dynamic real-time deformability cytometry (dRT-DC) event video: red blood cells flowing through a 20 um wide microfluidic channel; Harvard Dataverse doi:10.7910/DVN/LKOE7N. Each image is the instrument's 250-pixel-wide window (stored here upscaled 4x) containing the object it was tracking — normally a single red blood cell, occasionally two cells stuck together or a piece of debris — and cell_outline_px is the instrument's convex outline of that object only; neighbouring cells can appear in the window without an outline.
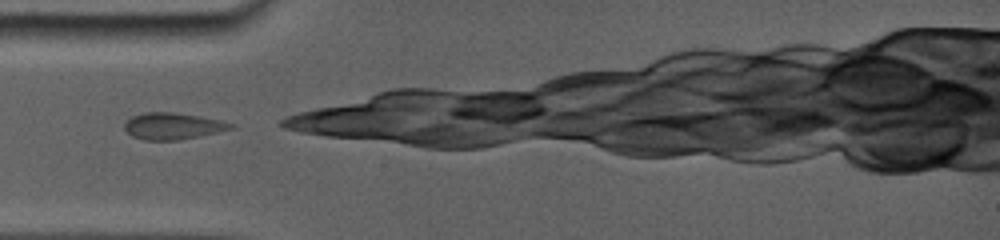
{"species": "common noctule bat (a hibernating species)", "species_latin": "Nyctalus noctula", "temperature_condition": "room temperature", "stored_images_in_passage": 24, "camera_frame_rate_fps": 5000, "um_per_image_px": 0.085, "animal": {"sex": "female", "body_mass_g": 19.0, "forearm_length_mm": 56.7}, "frame": {"image": 1, "passage_image": 1, "time_ms": 0.0, "image_size_px": [1000, 240], "cell_outline_px": [[232, 128], [196, 136], [176, 140], [148, 140], [132, 136], [124, 128], [124, 124], [132, 116], [144, 112], [172, 112], [220, 120], [232, 124]], "centroid_in_image_um": [14.6, 10.7], "position_along_channel_um": 70.4, "area_um2": 15.9}}
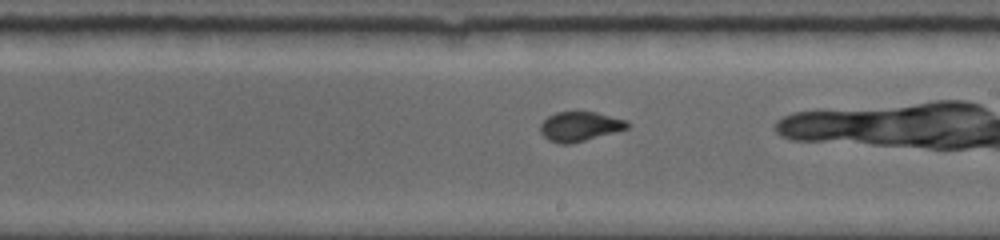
{"frame": {"image": 2, "passage_image": 12, "time_ms": 4.4, "image_size_px": [1000, 240], "cell_outline_px": [[628, 128], [572, 144], [560, 144], [548, 140], [540, 132], [540, 124], [548, 116], [556, 112], [596, 112], [628, 120]], "centroid_in_image_um": [49.27, 10.75], "position_along_channel_um": 239.7, "area_um2": 14.97}}
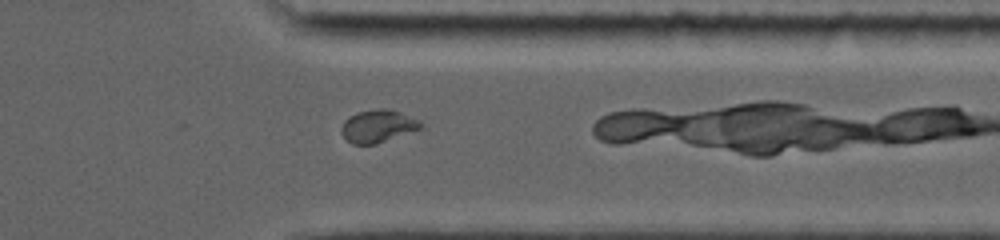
{"frame": {"image": 3, "passage_image": 21, "time_ms": 8.0, "image_size_px": [1000, 240], "cell_outline_px": [[424, 124], [420, 128], [376, 144], [352, 144], [340, 132], [340, 128], [344, 120], [348, 116], [356, 112], [376, 108], [388, 108], [400, 112], [420, 120]], "centroid_in_image_um": [32.09, 10.69], "position_along_channel_um": 379.3, "area_um2": 15.14}}